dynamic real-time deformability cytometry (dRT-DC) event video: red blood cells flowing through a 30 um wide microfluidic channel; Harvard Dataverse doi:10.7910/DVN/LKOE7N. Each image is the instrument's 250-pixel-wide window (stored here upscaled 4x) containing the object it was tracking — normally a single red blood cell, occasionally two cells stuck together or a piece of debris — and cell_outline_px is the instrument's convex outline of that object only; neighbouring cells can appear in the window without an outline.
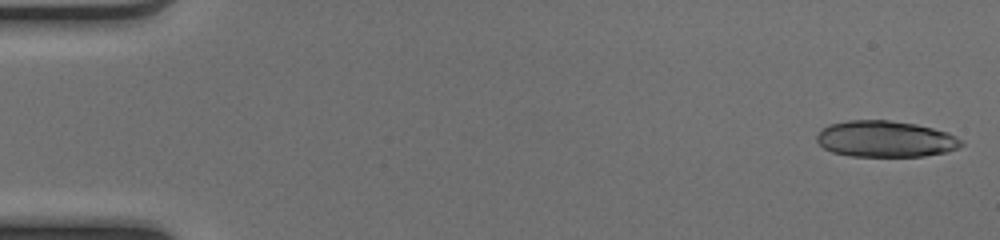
{"species": "common noctule bat (a hibernating species)", "species_latin": "Nyctalus noctula", "temperature_condition": "cold", "stored_images_in_passage": 18, "camera_frame_rate_fps": 3000, "um_per_image_px": 0.085, "animal": {"sex": "female", "body_mass_g": 17.0, "forearm_length_mm": 48.0}, "frame": {"image": 1, "passage_image": 1, "time_ms": 0.0, "image_size_px": [1000, 240], "cell_outline_px": [[964, 144], [956, 148], [944, 152], [924, 156], [852, 156], [832, 152], [824, 148], [816, 140], [816, 136], [828, 124], [848, 120], [888, 120], [916, 124], [948, 132], [960, 140]], "centroid_in_image_um": [75.23, 11.81], "position_along_channel_um": 9.8, "area_um2": 30.35}}